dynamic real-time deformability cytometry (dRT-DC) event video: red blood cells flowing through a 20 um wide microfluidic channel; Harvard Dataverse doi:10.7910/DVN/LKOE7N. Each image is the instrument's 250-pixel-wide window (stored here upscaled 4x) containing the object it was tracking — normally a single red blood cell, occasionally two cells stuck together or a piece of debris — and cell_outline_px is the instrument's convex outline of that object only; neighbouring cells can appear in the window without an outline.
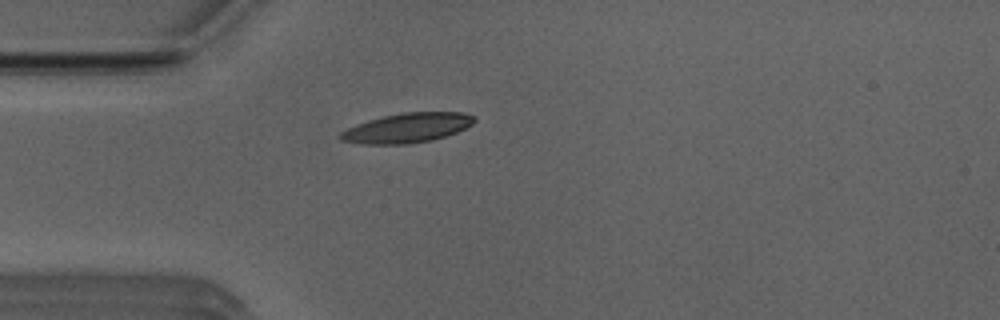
{"species": "Egyptian fruit bat (a non-hibernating species)", "species_latin": "Rousettus aegyptiacus", "temperature_condition": "room temperature", "stored_images_in_passage": 32, "camera_frame_rate_fps": 3000, "um_per_image_px": 0.085, "animal": {"sex": "male"}, "frame": {"image": 1, "passage_image": 1, "time_ms": 0.0, "image_size_px": [1000, 320], "cell_outline_px": [[476, 120], [472, 124], [456, 132], [432, 140], [408, 144], [360, 144], [340, 140], [340, 132], [356, 124], [368, 120], [384, 116], [404, 112], [464, 112], [476, 116]], "centroid_in_image_um": [34.61, 10.87], "position_along_channel_um": 50.4, "area_um2": 23.06}}
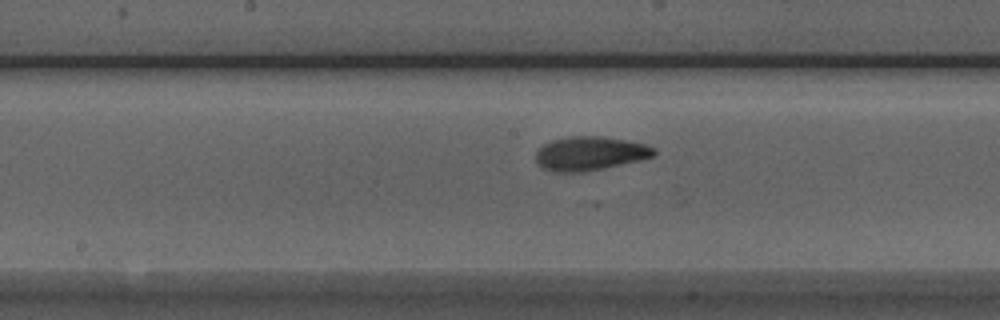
{"frame": {"image": 2, "passage_image": 13, "time_ms": 4.0, "image_size_px": [1000, 320], "cell_outline_px": [[656, 152], [652, 156], [640, 160], [584, 172], [556, 172], [544, 168], [536, 160], [536, 152], [544, 144], [552, 140], [572, 136], [600, 136], [628, 140], [644, 144], [656, 148]], "centroid_in_image_um": [50.16, 13.04], "position_along_channel_um": 198.0, "area_um2": 23.12}}
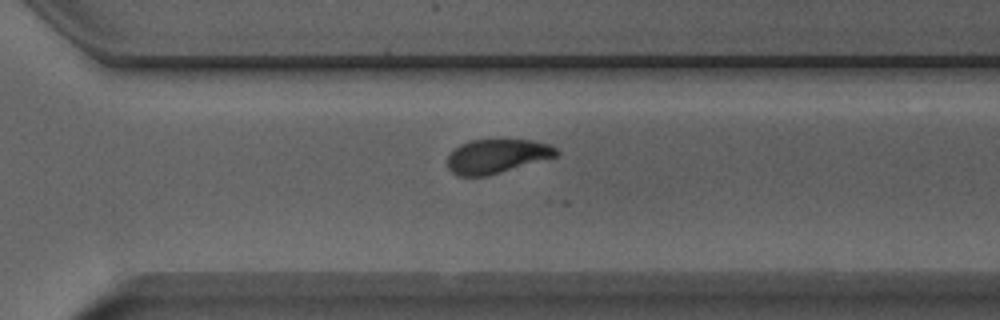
{"frame": {"image": 3, "passage_image": 23, "time_ms": 7.333, "image_size_px": [1000, 320], "cell_outline_px": [[560, 152], [556, 156], [500, 172], [484, 176], [456, 176], [448, 168], [448, 156], [460, 144], [468, 140], [532, 140], [552, 144]], "centroid_in_image_um": [42.23, 13.26], "position_along_channel_um": 328.4, "area_um2": 21.44}, "authors_computed_cell_mechanics": {"area_um2": 22.7732, "velocity_mm_per_s": 3.9189, "shape_relaxation_time_tau1_ms": 3.1972, "shape_relaxation_time_tau2_ms": 2.5795, "deformation_change_tau1": 0.1445, "deformation_change_tau2": 0.0909}}